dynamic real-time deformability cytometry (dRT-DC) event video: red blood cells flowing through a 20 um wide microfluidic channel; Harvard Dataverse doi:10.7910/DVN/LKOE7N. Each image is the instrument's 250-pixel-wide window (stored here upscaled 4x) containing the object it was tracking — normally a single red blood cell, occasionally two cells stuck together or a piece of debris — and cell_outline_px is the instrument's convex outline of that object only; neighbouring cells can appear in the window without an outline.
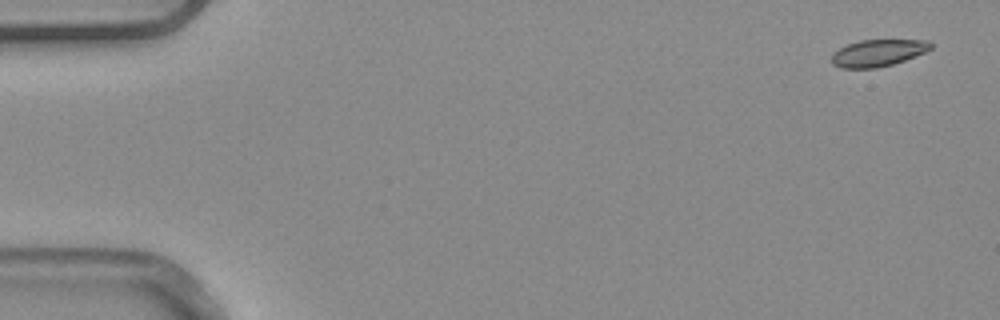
{"species": "common noctule bat (a hibernating species)", "species_latin": "Nyctalus noctula", "temperature_condition": "warm", "stored_images_in_passage": 5, "camera_frame_rate_fps": 3000, "um_per_image_px": 0.085, "animal": {"sex": "male", "body_mass_g": 20.4}, "frame": {"image": 1, "passage_image": 1, "time_ms": 0.0, "image_size_px": [1000, 320], "cell_outline_px": [[932, 48], [924, 52], [904, 60], [892, 64], [876, 68], [840, 68], [832, 64], [832, 52], [848, 44], [860, 40], [928, 40], [932, 44]], "centroid_in_image_um": [74.6, 4.5], "position_along_channel_um": 10.4, "area_um2": 15.43}}
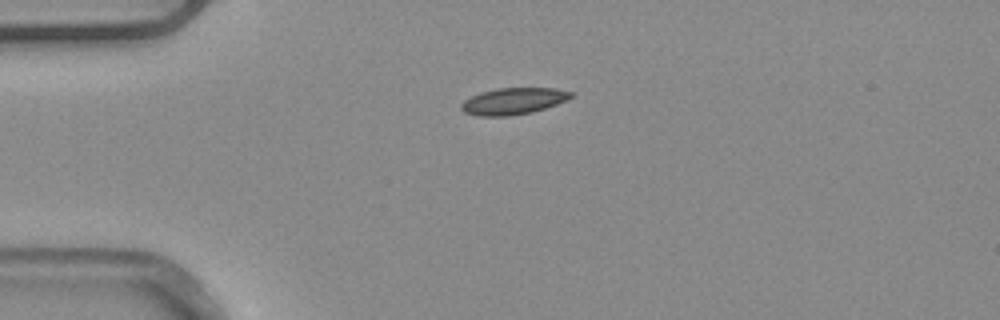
{"frame": {"image": 2, "passage_image": 4, "time_ms": 1.0, "image_size_px": [1000, 320], "cell_outline_px": [[572, 96], [556, 104], [532, 112], [508, 116], [480, 116], [464, 112], [460, 108], [460, 104], [464, 100], [480, 92], [496, 88], [556, 88], [572, 92]], "centroid_in_image_um": [43.58, 8.59], "position_along_channel_um": 41.4, "area_um2": 16.88}}